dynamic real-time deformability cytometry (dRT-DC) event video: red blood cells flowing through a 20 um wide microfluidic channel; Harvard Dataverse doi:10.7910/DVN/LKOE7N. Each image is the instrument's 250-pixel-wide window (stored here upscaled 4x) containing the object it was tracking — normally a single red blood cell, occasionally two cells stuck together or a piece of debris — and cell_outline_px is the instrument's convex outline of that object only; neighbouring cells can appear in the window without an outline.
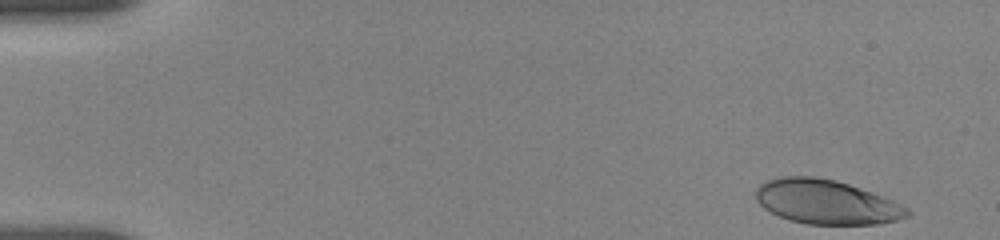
{"species": "human", "species_latin": "Homo sapiens", "temperature_condition": "room temperature", "stored_images_in_passage": 14, "camera_frame_rate_fps": 3000, "um_per_image_px": 0.085, "donor": {"sex": "female"}, "frame": {"image": 1, "passage_image": 1, "time_ms": 0.0, "image_size_px": [1000, 240], "cell_outline_px": [[912, 212], [908, 216], [896, 220], [880, 224], [808, 224], [792, 220], [780, 216], [764, 208], [756, 200], [756, 188], [760, 184], [776, 176], [816, 176], [836, 180], [872, 192], [892, 200], [908, 208]], "centroid_in_image_um": [70.24, 17.15], "position_along_channel_um": 14.8, "area_um2": 39.02}}